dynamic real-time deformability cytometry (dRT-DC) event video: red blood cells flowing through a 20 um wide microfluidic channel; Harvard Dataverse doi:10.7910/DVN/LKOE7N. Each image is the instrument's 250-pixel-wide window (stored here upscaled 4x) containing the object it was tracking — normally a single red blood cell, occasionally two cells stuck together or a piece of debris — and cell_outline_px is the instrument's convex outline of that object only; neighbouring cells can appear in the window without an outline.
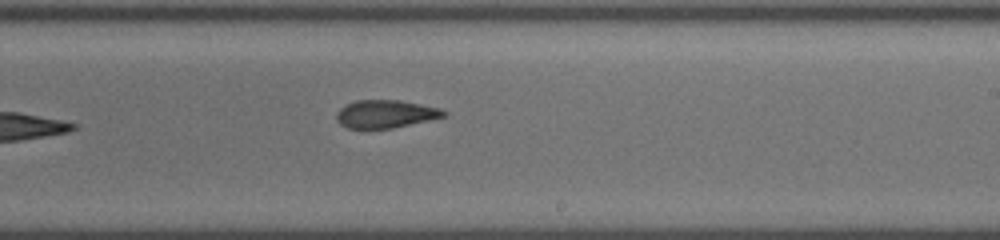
{"species": "common noctule bat (a hibernating species)", "species_latin": "Nyctalus noctula", "temperature_condition": "cold", "stored_images_in_passage": 12, "camera_frame_rate_fps": 3000, "um_per_image_px": 0.085, "animal": {"sex": "female", "body_mass_g": 19.5, "forearm_length_mm": 54.1}, "frame": {"image": 1, "passage_image": 12, "time_ms": 7.667, "image_size_px": [1000, 240], "cell_outline_px": [[448, 116], [392, 128], [348, 128], [340, 124], [336, 120], [336, 112], [340, 108], [356, 100], [400, 100], [440, 108], [448, 112]], "centroid_in_image_um": [32.79, 9.68], "position_along_channel_um": 256.2, "area_um2": 17.46}}